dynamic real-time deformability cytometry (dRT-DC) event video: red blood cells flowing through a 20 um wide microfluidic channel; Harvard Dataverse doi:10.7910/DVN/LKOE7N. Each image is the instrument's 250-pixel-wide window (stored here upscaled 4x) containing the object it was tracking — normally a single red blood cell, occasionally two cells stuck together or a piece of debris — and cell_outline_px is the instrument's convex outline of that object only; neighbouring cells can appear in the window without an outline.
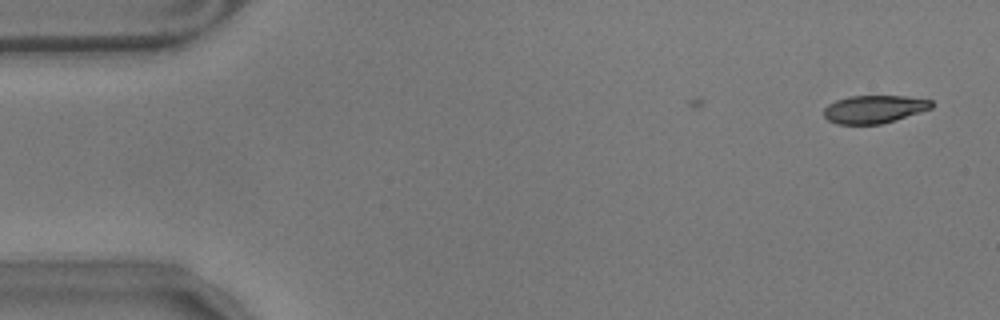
{"species": "common noctule bat (a hibernating species)", "species_latin": "Nyctalus noctula", "temperature_condition": "warm", "stored_images_in_passage": 2, "camera_frame_rate_fps": 3000, "um_per_image_px": 0.085, "animal": {"sex": "male", "body_mass_g": 17.9}, "frame": {"image": 1, "passage_image": 2, "time_ms": 0.333, "image_size_px": [1000, 320], "cell_outline_px": [[932, 108], [880, 124], [836, 124], [828, 120], [824, 116], [824, 108], [828, 104], [836, 100], [848, 96], [904, 96], [932, 100]], "centroid_in_image_um": [74.26, 9.27], "position_along_channel_um": 10.7, "area_um2": 17.34}}